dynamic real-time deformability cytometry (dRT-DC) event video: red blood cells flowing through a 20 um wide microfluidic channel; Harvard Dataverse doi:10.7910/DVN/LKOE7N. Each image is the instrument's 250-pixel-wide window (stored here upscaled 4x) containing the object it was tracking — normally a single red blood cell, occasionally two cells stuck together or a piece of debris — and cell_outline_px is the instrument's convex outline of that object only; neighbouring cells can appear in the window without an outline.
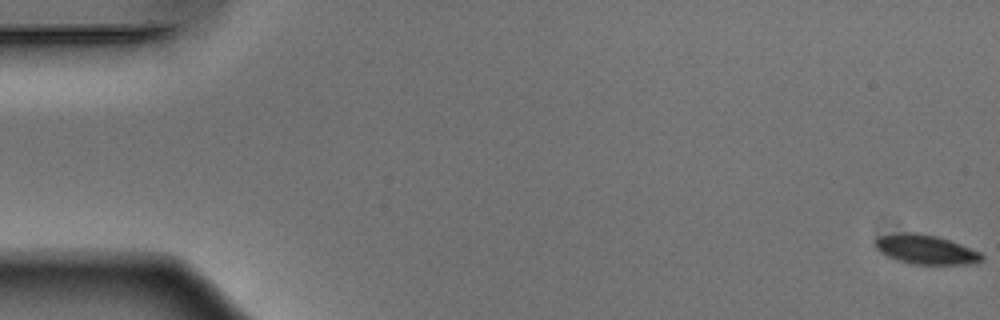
{"species": "Egyptian fruit bat (a non-hibernating species)", "species_latin": "Rousettus aegyptiacus", "temperature_condition": "warm", "stored_images_in_passage": 53, "camera_frame_rate_fps": 3000, "um_per_image_px": 0.085, "animal": {"sex": "male"}, "frame": {"image": 1, "passage_image": 1, "time_ms": 0.0, "image_size_px": [1000, 320], "cell_outline_px": [[984, 256], [980, 260], [968, 264], [912, 264], [896, 260], [880, 252], [872, 244], [872, 240], [876, 236], [900, 232], [916, 232], [936, 236], [960, 244], [980, 252]], "centroid_in_image_um": [78.58, 21.19], "position_along_channel_um": 6.4, "area_um2": 18.32}}
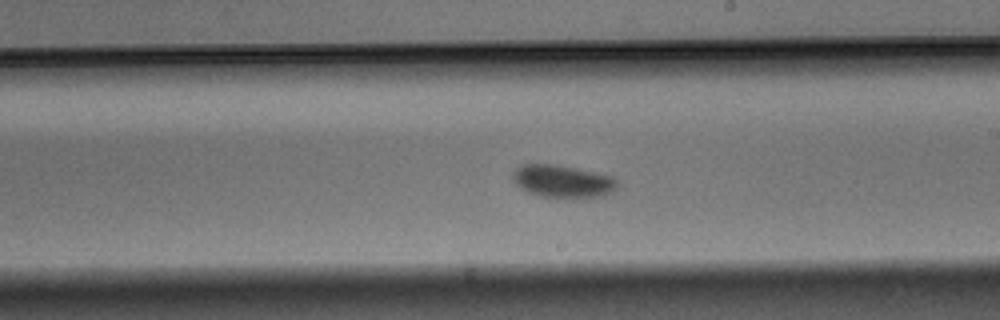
{"frame": {"image": 2, "passage_image": 31, "time_ms": 10.0, "image_size_px": [1000, 320], "cell_outline_px": [[616, 188], [612, 192], [604, 196], [540, 196], [528, 192], [520, 188], [512, 180], [512, 172], [516, 168], [524, 164], [556, 164], [596, 172], [612, 176], [616, 180]], "centroid_in_image_um": [47.79, 15.38], "position_along_channel_um": 241.2, "area_um2": 19.54}}
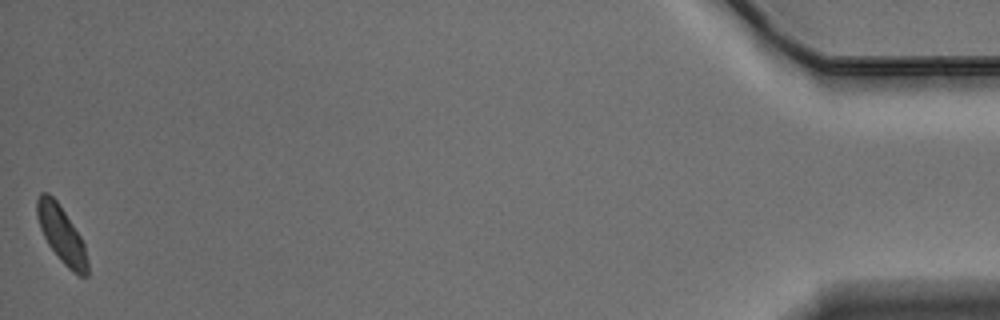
{"frame": {"image": 3, "passage_image": 53, "time_ms": 17.333, "image_size_px": [1000, 320], "cell_outline_px": [[88, 276], [80, 276], [72, 272], [60, 260], [48, 244], [40, 228], [36, 216], [36, 200], [40, 192], [48, 192], [56, 200], [80, 236], [84, 244], [88, 264]], "centroid_in_image_um": [5.21, 19.93], "position_along_channel_um": 430.0, "area_um2": 16.59}, "authors_computed_cell_mechanics": {"area_um2": 18.9584, "velocity_mm_per_s": 3.8634, "shape_relaxation_time_tau1_ms": 2.2265, "shape_relaxation_time_tau2_ms": null, "deformation_change_tau1": 0.085, "deformation_change_tau2": null}}